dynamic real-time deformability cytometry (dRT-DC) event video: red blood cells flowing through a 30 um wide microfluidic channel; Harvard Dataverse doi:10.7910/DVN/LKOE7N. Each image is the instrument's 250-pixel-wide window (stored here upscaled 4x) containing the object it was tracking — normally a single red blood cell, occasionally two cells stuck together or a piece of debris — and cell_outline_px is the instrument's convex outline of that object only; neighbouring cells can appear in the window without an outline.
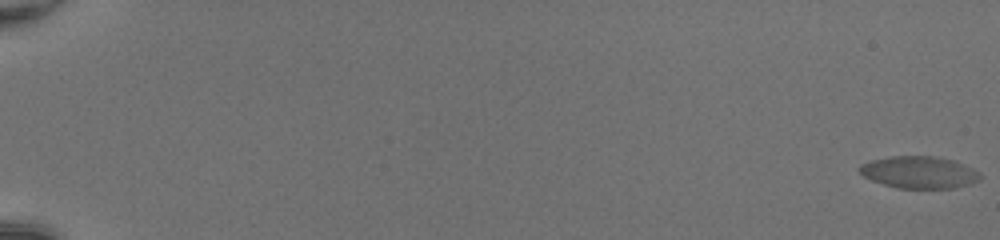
{"species": "common noctule bat (a hibernating species)", "species_latin": "Nyctalus noctula", "temperature_condition": "room temperature", "stored_images_in_passage": 56, "camera_frame_rate_fps": 3000, "um_per_image_px": 0.085, "animal": {"sex": "female", "body_mass_g": 20.0, "forearm_length_mm": 54.0}, "frame": {"image": 1, "passage_image": 1, "time_ms": 0.0, "image_size_px": [1000, 240], "cell_outline_px": [[980, 180], [956, 188], [896, 188], [872, 180], [864, 176], [856, 168], [860, 164], [872, 160], [892, 156], [932, 156], [952, 160], [972, 168], [980, 172]], "centroid_in_image_um": [78.11, 14.65], "position_along_channel_um": 6.9, "area_um2": 22.43}}
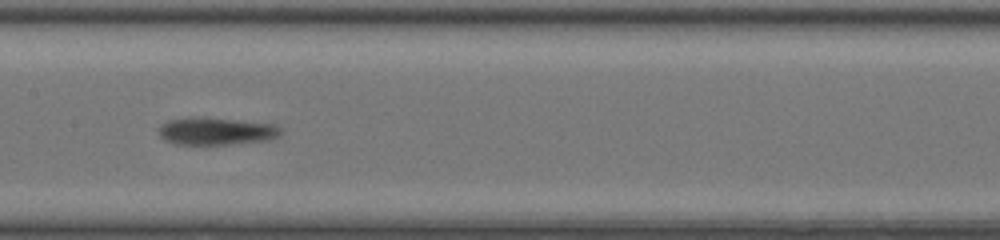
{"frame": {"image": 2, "passage_image": 32, "time_ms": 10.333, "image_size_px": [1000, 240], "cell_outline_px": [[284, 132], [280, 136], [268, 140], [228, 144], [172, 144], [164, 140], [160, 136], [156, 128], [160, 124], [168, 120], [196, 116], [204, 116], [276, 124], [284, 128]], "centroid_in_image_um": [18.38, 11.13], "position_along_channel_um": 189.0, "area_um2": 20.17}}
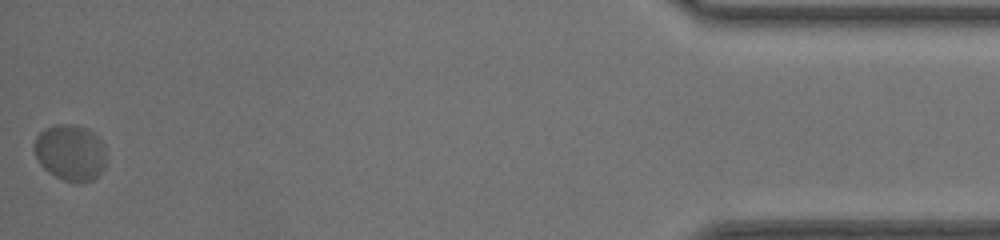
{"frame": {"image": 3, "passage_image": 56, "time_ms": 18.333, "image_size_px": [1000, 240], "cell_outline_px": [[104, 168], [92, 180], [84, 184], [76, 184], [64, 180], [48, 172], [40, 164], [36, 156], [32, 144], [36, 136], [44, 128], [52, 124], [76, 124], [88, 128], [104, 144]], "centroid_in_image_um": [5.95, 12.96], "position_along_channel_um": 429.3, "area_um2": 23.93}}